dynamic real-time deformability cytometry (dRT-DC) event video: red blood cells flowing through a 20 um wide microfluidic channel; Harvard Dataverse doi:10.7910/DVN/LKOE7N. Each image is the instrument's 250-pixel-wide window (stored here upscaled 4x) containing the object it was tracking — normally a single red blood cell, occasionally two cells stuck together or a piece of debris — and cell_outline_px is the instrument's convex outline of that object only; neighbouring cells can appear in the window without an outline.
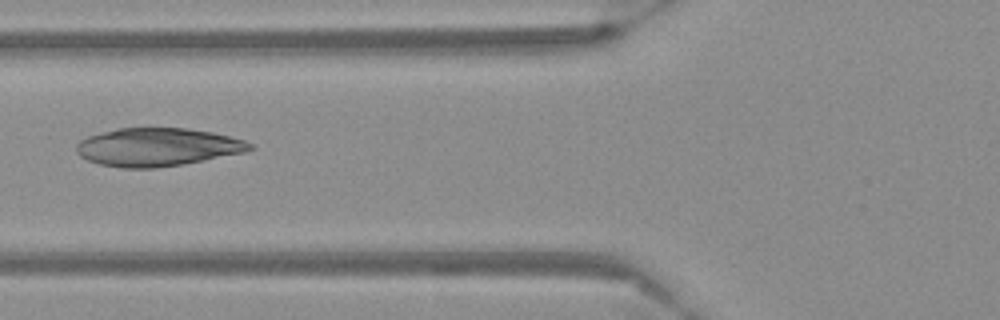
{"species": "Egyptian fruit bat (a non-hibernating species)", "species_latin": "Rousettus aegyptiacus", "temperature_condition": "warm", "stored_images_in_passage": 55, "camera_frame_rate_fps": 3000, "um_per_image_px": 0.085, "frame": {"image": 1, "passage_image": 22, "time_ms": 7.0, "image_size_px": [1000, 320], "cell_outline_px": [[256, 148], [244, 152], [180, 164], [156, 168], [120, 168], [100, 164], [88, 160], [80, 156], [76, 152], [76, 144], [80, 140], [88, 136], [120, 128], [188, 128], [212, 132], [244, 140], [252, 144]], "centroid_in_image_um": [13.36, 12.5], "position_along_channel_um": 112.4, "area_um2": 38.26}}
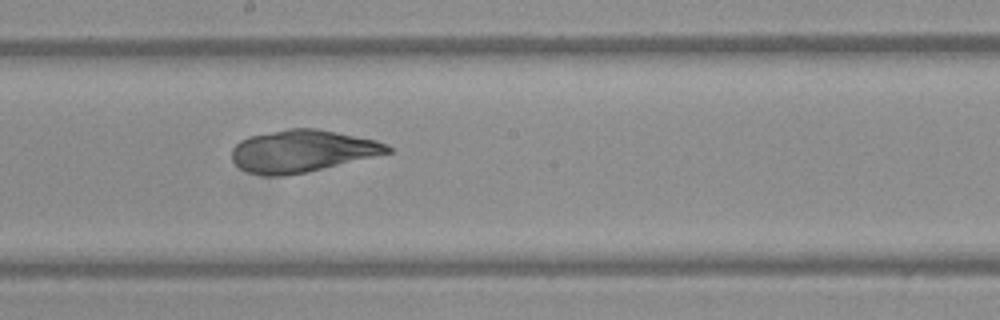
{"frame": {"image": 2, "passage_image": 31, "time_ms": 10.0, "image_size_px": [1000, 320], "cell_outline_px": [[392, 152], [304, 172], [284, 176], [264, 176], [248, 172], [240, 168], [232, 160], [232, 148], [240, 140], [248, 136], [288, 128], [316, 128], [376, 140], [388, 144], [392, 148]], "centroid_in_image_um": [25.65, 12.83], "position_along_channel_um": 222.6, "area_um2": 38.03}}
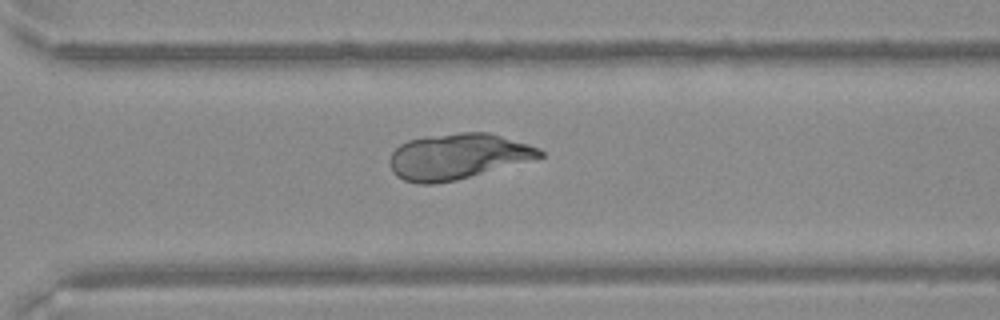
{"frame": {"image": 3, "passage_image": 40, "time_ms": 13.0, "image_size_px": [1000, 320], "cell_outline_px": [[544, 156], [456, 180], [432, 184], [420, 184], [404, 180], [396, 176], [392, 172], [388, 164], [388, 160], [392, 152], [400, 144], [408, 140], [424, 136], [460, 132], [488, 132], [528, 144], [540, 148], [544, 152]], "centroid_in_image_um": [38.84, 13.29], "position_along_channel_um": 331.8, "area_um2": 39.88}}